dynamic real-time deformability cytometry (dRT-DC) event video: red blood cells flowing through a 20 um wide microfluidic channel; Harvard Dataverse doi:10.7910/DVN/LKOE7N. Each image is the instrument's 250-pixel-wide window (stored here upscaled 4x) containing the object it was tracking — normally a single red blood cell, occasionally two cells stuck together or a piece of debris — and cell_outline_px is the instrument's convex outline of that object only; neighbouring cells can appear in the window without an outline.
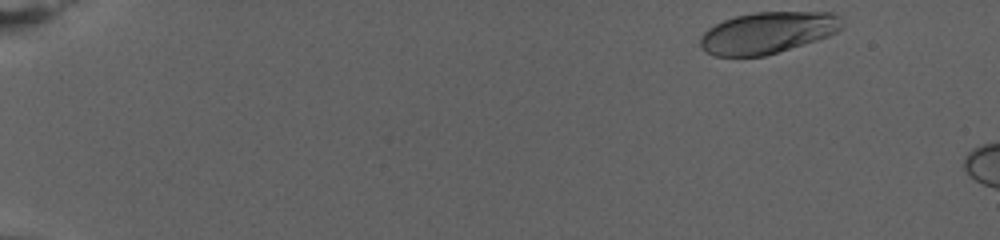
{"species": "human", "species_latin": "Homo sapiens", "temperature_condition": "warm", "stored_images_in_passage": 10, "camera_frame_rate_fps": 3000, "um_per_image_px": 0.085, "donor": {"sex": "female"}, "frame": {"image": 1, "passage_image": 1, "time_ms": 0.0, "image_size_px": [1000, 240], "cell_outline_px": [[840, 28], [836, 32], [828, 36], [816, 40], [764, 56], [716, 56], [700, 48], [700, 36], [708, 28], [724, 20], [736, 16], [756, 12], [832, 12], [836, 16], [840, 24]], "centroid_in_image_um": [65.18, 2.78], "position_along_channel_um": 19.8, "area_um2": 33.81}}